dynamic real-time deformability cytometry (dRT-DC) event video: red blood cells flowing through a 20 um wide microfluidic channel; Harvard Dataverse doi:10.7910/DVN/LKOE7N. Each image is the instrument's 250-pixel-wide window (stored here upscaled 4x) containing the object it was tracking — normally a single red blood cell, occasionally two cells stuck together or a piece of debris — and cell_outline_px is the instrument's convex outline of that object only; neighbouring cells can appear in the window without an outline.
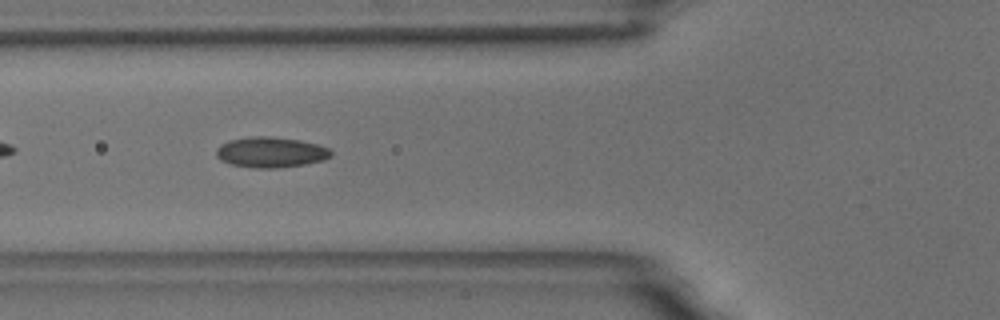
{"species": "common noctule bat (a hibernating species)", "species_latin": "Nyctalus noctula", "temperature_condition": "room temperature", "stored_images_in_passage": 44, "camera_frame_rate_fps": 3000, "um_per_image_px": 0.085, "animal": {"sex": "male", "body_mass_g": 18.8}, "frame": {"image": 1, "passage_image": 7, "time_ms": 2.0, "image_size_px": [1000, 320], "cell_outline_px": [[332, 156], [324, 160], [304, 164], [276, 168], [256, 168], [228, 164], [220, 160], [216, 156], [216, 148], [220, 144], [228, 140], [252, 136], [268, 136], [300, 140], [316, 144], [328, 148], [332, 152]], "centroid_in_image_um": [22.98, 12.94], "position_along_channel_um": 102.8, "area_um2": 20.52}}
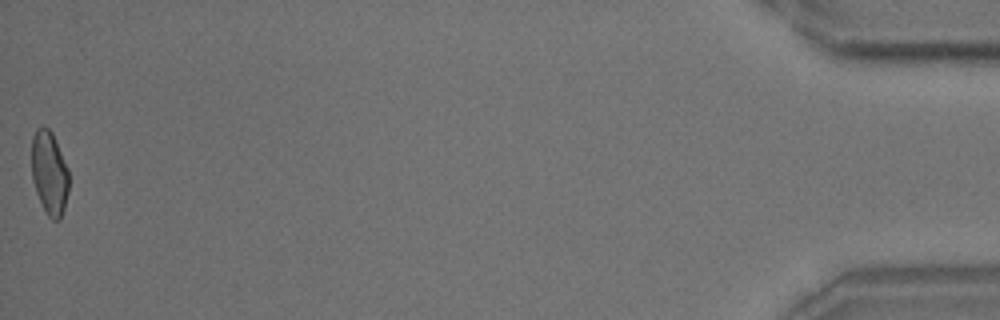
{"frame": {"image": 2, "passage_image": 44, "time_ms": 14.333, "image_size_px": [1000, 320], "cell_outline_px": [[68, 192], [64, 208], [60, 220], [52, 220], [48, 216], [36, 192], [32, 180], [32, 136], [36, 128], [40, 124], [48, 128], [52, 132], [68, 168]], "centroid_in_image_um": [4.19, 14.66], "position_along_channel_um": 431.0, "area_um2": 18.21}, "authors_computed_cell_mechanics": {"area_um2": 18.9006, "velocity_mm_per_s": 3.4511, "shape_relaxation_time_tau1_ms": null, "shape_relaxation_time_tau2_ms": 2.1098, "deformation_change_tau1": null, "deformation_change_tau2": 0.0729}}